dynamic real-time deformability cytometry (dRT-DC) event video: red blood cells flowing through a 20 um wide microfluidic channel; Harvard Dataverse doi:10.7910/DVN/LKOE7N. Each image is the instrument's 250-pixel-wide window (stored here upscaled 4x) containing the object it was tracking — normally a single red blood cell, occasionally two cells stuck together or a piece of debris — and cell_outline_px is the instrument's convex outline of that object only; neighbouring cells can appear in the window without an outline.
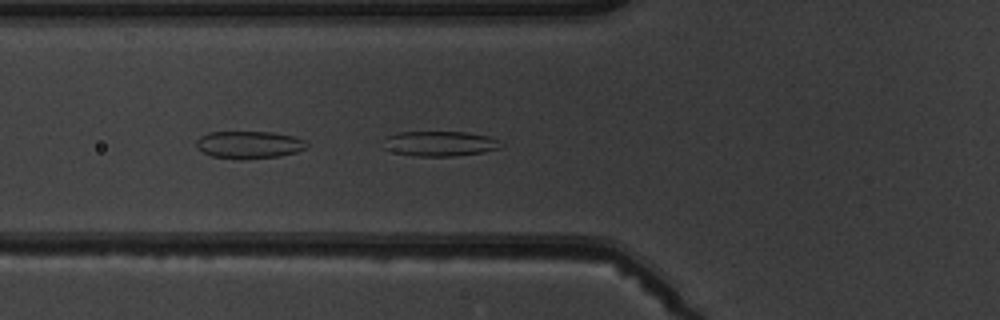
{"species": "common noctule bat (a hibernating species)", "species_latin": "Nyctalus noctula", "temperature_condition": "warm", "stored_images_in_passage": 6, "camera_frame_rate_fps": 3000, "um_per_image_px": 0.085, "animal": {"sex": "male", "body_mass_g": 19.5, "forearm_length_mm": 54.6}, "frame": {"image": 1, "passage_image": 6, "time_ms": 6.0, "image_size_px": [1000, 320], "cell_outline_px": [[504, 144], [500, 148], [484, 152], [452, 156], [412, 156], [380, 148], [384, 136], [400, 132], [468, 132], [488, 136], [500, 140]], "centroid_in_image_um": [37.35, 12.2], "position_along_channel_um": 88.5, "area_um2": 17.51}}